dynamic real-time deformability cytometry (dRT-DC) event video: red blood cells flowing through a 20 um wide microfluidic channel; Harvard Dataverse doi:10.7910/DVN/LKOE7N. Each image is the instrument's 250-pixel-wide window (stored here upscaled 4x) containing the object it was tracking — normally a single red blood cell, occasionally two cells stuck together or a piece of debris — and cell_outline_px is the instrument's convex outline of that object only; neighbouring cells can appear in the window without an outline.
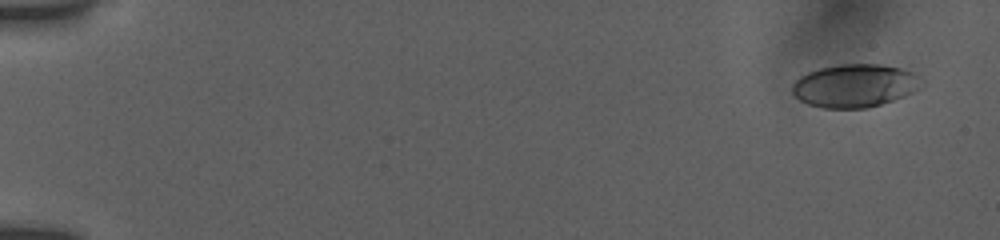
{"species": "human", "species_latin": "Homo sapiens", "temperature_condition": "room temperature", "stored_images_in_passage": 14, "camera_frame_rate_fps": 3000, "um_per_image_px": 0.085, "donor": {"sex": "female"}, "frame": {"image": 1, "passage_image": 1, "time_ms": 0.0, "image_size_px": [1000, 240], "cell_outline_px": [[924, 84], [912, 92], [904, 96], [880, 104], [864, 108], [824, 108], [808, 104], [800, 100], [792, 92], [792, 84], [800, 76], [808, 72], [820, 68], [836, 64], [880, 64], [900, 68], [912, 72], [924, 80]], "centroid_in_image_um": [72.65, 7.27], "position_along_channel_um": 12.3, "area_um2": 32.43}}
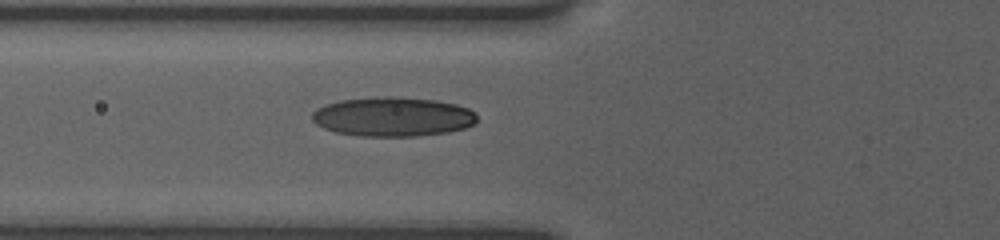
{"frame": {"image": 2, "passage_image": 12, "time_ms": 6.333, "image_size_px": [1000, 240], "cell_outline_px": [[476, 120], [472, 124], [464, 128], [448, 132], [416, 136], [360, 136], [336, 132], [324, 128], [316, 124], [312, 120], [312, 112], [328, 104], [340, 100], [376, 96], [388, 96], [436, 100], [456, 104], [468, 108], [476, 112]], "centroid_in_image_um": [33.4, 9.92], "position_along_channel_um": 92.4, "area_um2": 37.74}}
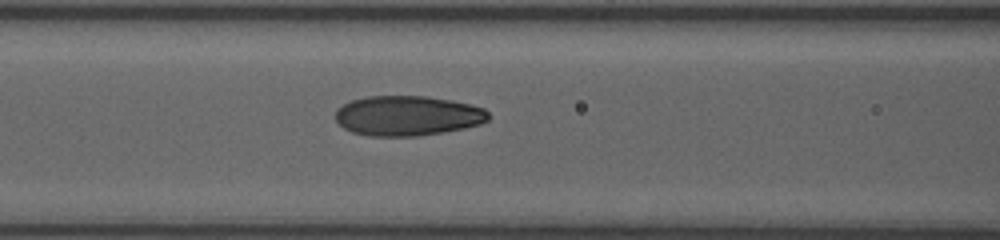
{"frame": {"image": 3, "passage_image": 14, "time_ms": 7.333, "image_size_px": [1000, 240], "cell_outline_px": [[488, 120], [480, 124], [464, 128], [416, 136], [368, 136], [352, 132], [344, 128], [336, 120], [336, 108], [352, 100], [368, 96], [428, 96], [452, 100], [484, 108], [488, 112]], "centroid_in_image_um": [34.62, 9.83], "position_along_channel_um": 132.0, "area_um2": 35.55}}